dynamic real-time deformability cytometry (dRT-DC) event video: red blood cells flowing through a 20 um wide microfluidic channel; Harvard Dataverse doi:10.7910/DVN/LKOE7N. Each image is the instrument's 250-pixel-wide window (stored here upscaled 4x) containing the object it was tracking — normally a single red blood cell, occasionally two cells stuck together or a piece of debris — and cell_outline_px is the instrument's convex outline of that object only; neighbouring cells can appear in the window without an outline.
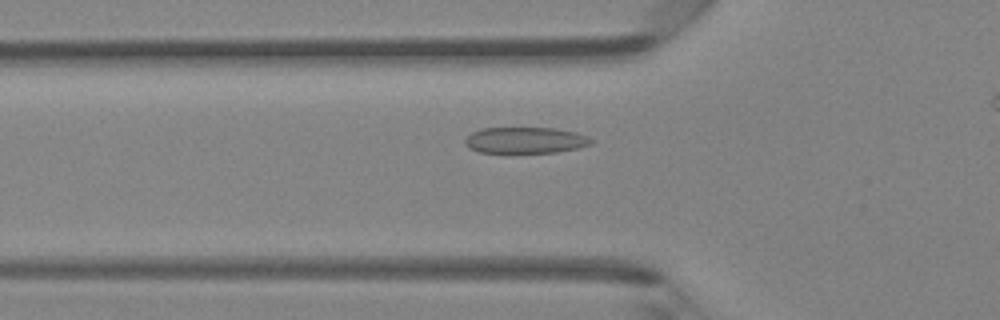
{"species": "Egyptian fruit bat (a non-hibernating species)", "species_latin": "Rousettus aegyptiacus", "temperature_condition": "room temperature", "stored_images_in_passage": 40, "camera_frame_rate_fps": 3000, "um_per_image_px": 0.085, "animal": {"sex": "female"}, "frame": {"image": 1, "passage_image": 14, "time_ms": 4.333, "image_size_px": [1000, 320], "cell_outline_px": [[592, 144], [580, 148], [556, 152], [480, 152], [468, 148], [464, 144], [464, 140], [472, 132], [480, 128], [556, 128], [576, 132], [588, 136], [592, 140]], "centroid_in_image_um": [44.66, 11.91], "position_along_channel_um": 81.1, "area_um2": 19.31}}
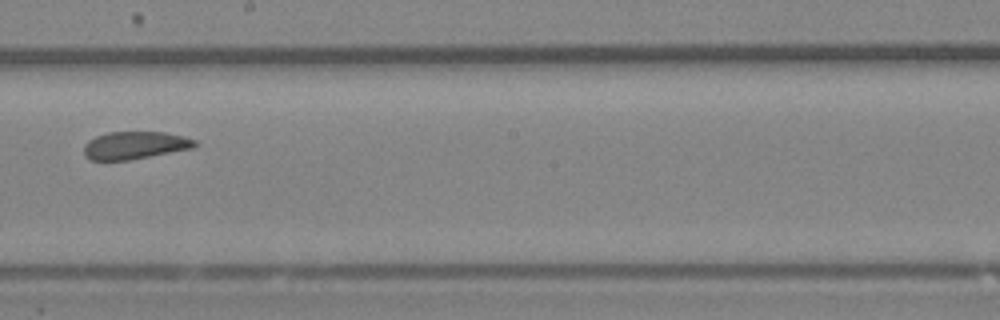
{"frame": {"image": 2, "passage_image": 25, "time_ms": 8.0, "image_size_px": [1000, 320], "cell_outline_px": [[200, 144], [192, 148], [128, 160], [88, 160], [84, 156], [84, 144], [88, 140], [96, 136], [108, 132], [164, 132], [184, 136], [196, 140]], "centroid_in_image_um": [11.45, 12.35], "position_along_channel_um": 236.8, "area_um2": 17.92}}
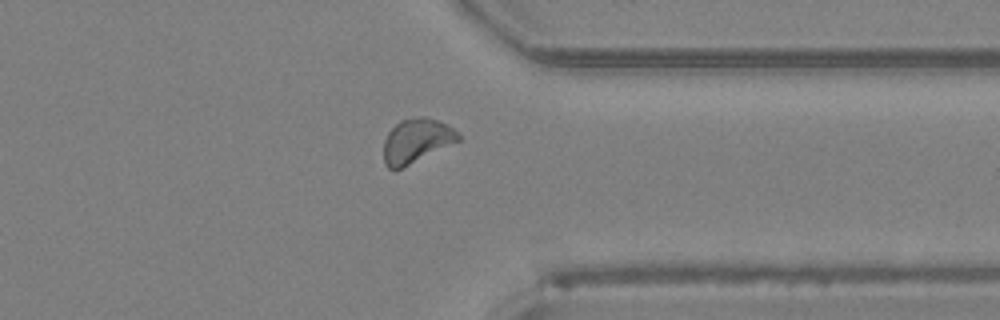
{"frame": {"image": 3, "passage_image": 35, "time_ms": 11.333, "image_size_px": [1000, 320], "cell_outline_px": [[464, 140], [400, 168], [388, 168], [384, 164], [384, 140], [388, 132], [400, 120], [416, 116], [424, 116], [436, 120], [452, 128]], "centroid_in_image_um": [35.42, 11.95], "position_along_channel_um": 376.0, "area_um2": 19.19}}